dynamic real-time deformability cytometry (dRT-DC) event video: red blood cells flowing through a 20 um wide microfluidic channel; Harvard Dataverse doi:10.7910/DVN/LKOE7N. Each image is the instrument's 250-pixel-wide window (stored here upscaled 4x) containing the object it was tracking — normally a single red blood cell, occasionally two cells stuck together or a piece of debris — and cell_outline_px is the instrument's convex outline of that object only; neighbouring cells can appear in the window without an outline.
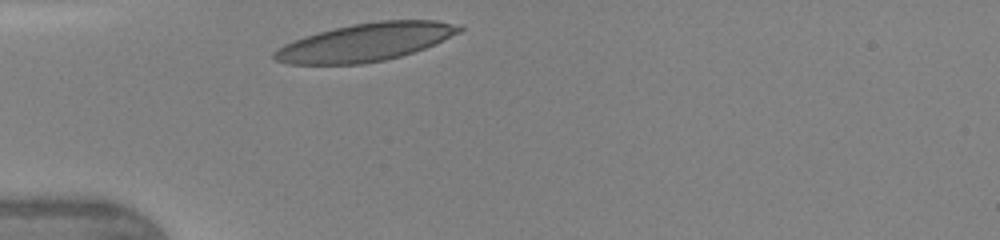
{"species": "human", "species_latin": "Homo sapiens", "temperature_condition": "warm", "stored_images_in_passage": 26, "camera_frame_rate_fps": 3000, "um_per_image_px": 0.085, "donor": {"sex": "female"}, "frame": {"image": 1, "passage_image": 1, "time_ms": 0.0, "image_size_px": [1000, 240], "cell_outline_px": [[464, 28], [460, 32], [424, 48], [400, 56], [384, 60], [360, 64], [288, 64], [276, 60], [272, 56], [284, 44], [320, 32], [352, 24], [380, 20], [436, 20]], "centroid_in_image_um": [31.07, 3.59], "position_along_channel_um": 53.9, "area_um2": 40.0}}
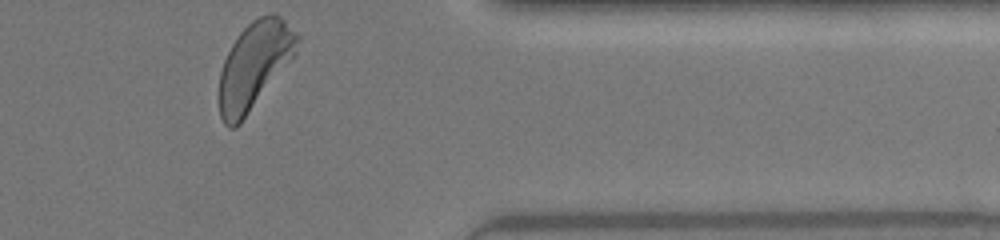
{"frame": {"image": 2, "passage_image": 26, "time_ms": 8.333, "image_size_px": [1000, 240], "cell_outline_px": [[300, 40], [296, 52], [240, 124], [236, 128], [228, 128], [224, 124], [220, 116], [220, 72], [224, 60], [232, 44], [240, 32], [252, 20], [268, 12], [272, 12], [280, 16], [300, 36]], "centroid_in_image_um": [21.62, 5.54], "position_along_channel_um": 389.8, "area_um2": 38.96}, "authors_computed_cell_mechanics": {"area_um2": 39.1017, "velocity_mm_per_s": 4.3241, "shape_relaxation_time_tau1_ms": 2.2728, "shape_relaxation_time_tau2_ms": 1.0487, "deformation_change_tau1": 0.1365, "deformation_change_tau2": 0.0692}}